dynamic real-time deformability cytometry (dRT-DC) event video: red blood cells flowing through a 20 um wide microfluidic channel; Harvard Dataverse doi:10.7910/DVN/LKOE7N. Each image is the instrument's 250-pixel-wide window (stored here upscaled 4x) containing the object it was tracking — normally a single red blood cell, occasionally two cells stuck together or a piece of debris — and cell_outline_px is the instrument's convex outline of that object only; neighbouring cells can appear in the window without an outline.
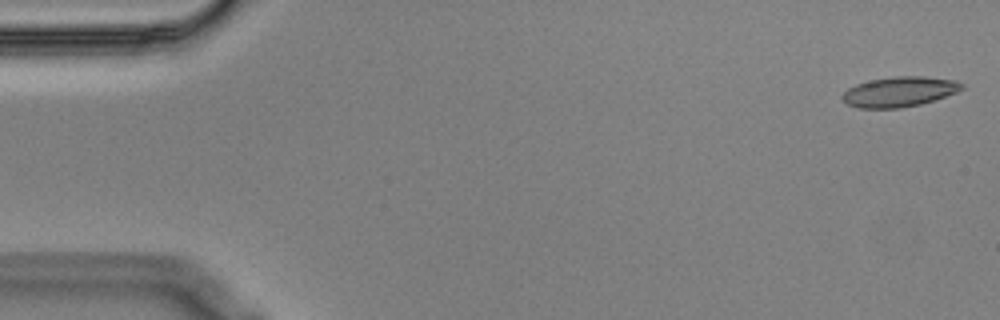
{"species": "Egyptian fruit bat (a non-hibernating species)", "species_latin": "Rousettus aegyptiacus", "temperature_condition": "cold", "stored_images_in_passage": 55, "camera_frame_rate_fps": 3000, "um_per_image_px": 0.085, "animal": {"sex": "male"}, "frame": {"image": 1, "passage_image": 1, "time_ms": 0.0, "image_size_px": [1000, 320], "cell_outline_px": [[964, 88], [956, 92], [920, 104], [900, 108], [860, 108], [848, 104], [840, 96], [848, 88], [856, 84], [872, 80], [892, 76], [924, 76], [956, 80], [964, 84]], "centroid_in_image_um": [76.45, 7.79], "position_along_channel_um": 8.6, "area_um2": 20.81}}
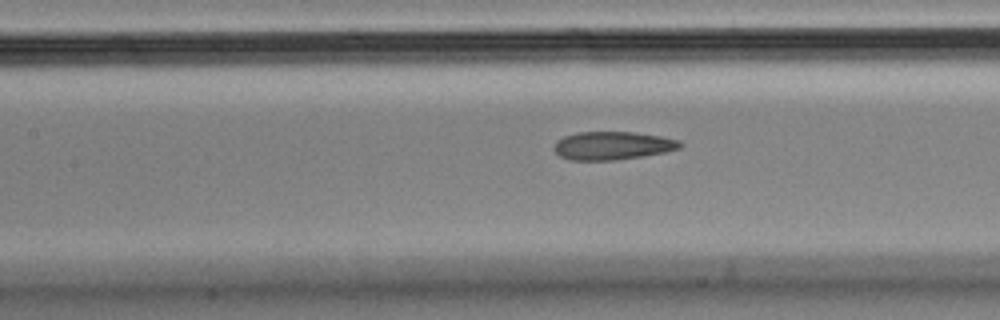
{"frame": {"image": 2, "passage_image": 24, "time_ms": 7.667, "image_size_px": [1000, 320], "cell_outline_px": [[684, 144], [680, 148], [664, 152], [616, 160], [568, 160], [560, 156], [552, 148], [556, 140], [564, 136], [576, 132], [632, 132], [660, 136], [680, 140]], "centroid_in_image_um": [52.03, 12.37], "position_along_channel_um": 155.4, "area_um2": 20.75}}
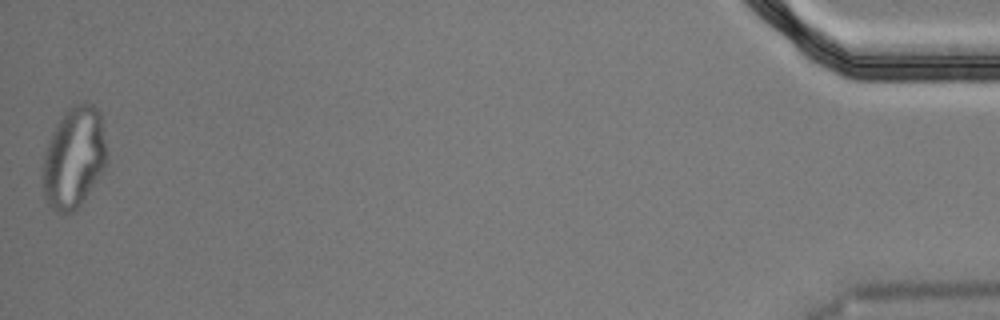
{"frame": {"image": 3, "passage_image": 55, "time_ms": 18.0, "image_size_px": [1000, 320], "cell_outline_px": [[108, 156], [104, 168], [84, 200], [76, 212], [60, 216], [48, 204], [44, 196], [40, 176], [44, 156], [48, 144], [64, 112], [68, 108], [84, 100], [92, 104], [96, 108], [100, 116]], "centroid_in_image_um": [6.27, 13.47], "position_along_channel_um": 428.9, "area_um2": 38.09}, "authors_computed_cell_mechanics": {"area_um2": 21.6172, "velocity_mm_per_s": 3.5613, "shape_relaxation_time_tau1_ms": null, "shape_relaxation_time_tau2_ms": 2.5138, "deformation_change_tau1": null, "deformation_change_tau2": 0.1116}}